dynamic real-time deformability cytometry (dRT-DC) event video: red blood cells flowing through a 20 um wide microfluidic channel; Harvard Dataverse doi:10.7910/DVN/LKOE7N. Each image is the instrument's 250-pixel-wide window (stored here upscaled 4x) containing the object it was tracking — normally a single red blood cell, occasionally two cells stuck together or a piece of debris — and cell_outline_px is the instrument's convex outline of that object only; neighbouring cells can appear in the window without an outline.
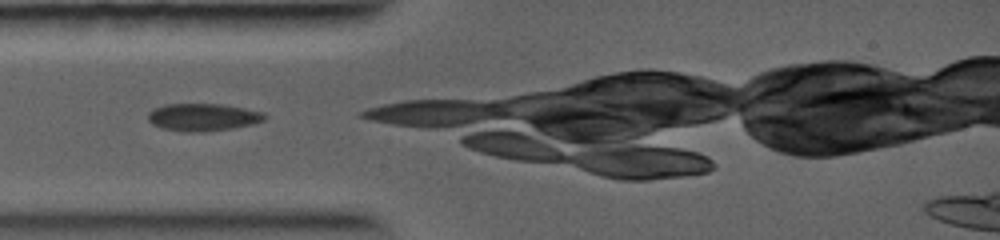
{"species": "common noctule bat (a hibernating species)", "species_latin": "Nyctalus noctula", "temperature_condition": "warm", "stored_images_in_passage": 8, "camera_frame_rate_fps": 5000, "um_per_image_px": 0.085, "animal": {"sex": "female", "body_mass_g": 19.0, "forearm_length_mm": 56.7}, "frame": {"image": 1, "passage_image": 1, "time_ms": 0.0, "image_size_px": [1000, 240], "cell_outline_px": [[268, 116], [264, 120], [252, 124], [232, 128], [204, 132], [184, 132], [164, 128], [152, 124], [148, 120], [148, 112], [164, 104], [224, 104], [264, 112]], "centroid_in_image_um": [17.27, 9.96], "position_along_channel_um": 67.7, "area_um2": 18.73}}